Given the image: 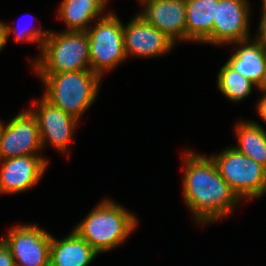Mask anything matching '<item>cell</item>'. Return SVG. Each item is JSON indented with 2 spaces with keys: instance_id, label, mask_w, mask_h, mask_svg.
<instances>
[{
  "instance_id": "cell-1",
  "label": "cell",
  "mask_w": 266,
  "mask_h": 266,
  "mask_svg": "<svg viewBox=\"0 0 266 266\" xmlns=\"http://www.w3.org/2000/svg\"><path fill=\"white\" fill-rule=\"evenodd\" d=\"M183 200L199 226L213 224L234 212L241 200L220 176L210 156L184 151Z\"/></svg>"
},
{
  "instance_id": "cell-2",
  "label": "cell",
  "mask_w": 266,
  "mask_h": 266,
  "mask_svg": "<svg viewBox=\"0 0 266 266\" xmlns=\"http://www.w3.org/2000/svg\"><path fill=\"white\" fill-rule=\"evenodd\" d=\"M138 220L122 204L104 198L73 230L100 255L126 242L137 229Z\"/></svg>"
},
{
  "instance_id": "cell-3",
  "label": "cell",
  "mask_w": 266,
  "mask_h": 266,
  "mask_svg": "<svg viewBox=\"0 0 266 266\" xmlns=\"http://www.w3.org/2000/svg\"><path fill=\"white\" fill-rule=\"evenodd\" d=\"M36 76L41 78L45 88L42 95L78 121L98 97L102 82L92 70Z\"/></svg>"
},
{
  "instance_id": "cell-4",
  "label": "cell",
  "mask_w": 266,
  "mask_h": 266,
  "mask_svg": "<svg viewBox=\"0 0 266 266\" xmlns=\"http://www.w3.org/2000/svg\"><path fill=\"white\" fill-rule=\"evenodd\" d=\"M35 74L91 70L87 31H49L39 56L30 60Z\"/></svg>"
},
{
  "instance_id": "cell-5",
  "label": "cell",
  "mask_w": 266,
  "mask_h": 266,
  "mask_svg": "<svg viewBox=\"0 0 266 266\" xmlns=\"http://www.w3.org/2000/svg\"><path fill=\"white\" fill-rule=\"evenodd\" d=\"M231 146L210 156L220 176L242 202L265 196L266 168Z\"/></svg>"
},
{
  "instance_id": "cell-6",
  "label": "cell",
  "mask_w": 266,
  "mask_h": 266,
  "mask_svg": "<svg viewBox=\"0 0 266 266\" xmlns=\"http://www.w3.org/2000/svg\"><path fill=\"white\" fill-rule=\"evenodd\" d=\"M87 29L91 70L104 78L122 62L127 60L124 48L123 23L113 12L96 20Z\"/></svg>"
},
{
  "instance_id": "cell-7",
  "label": "cell",
  "mask_w": 266,
  "mask_h": 266,
  "mask_svg": "<svg viewBox=\"0 0 266 266\" xmlns=\"http://www.w3.org/2000/svg\"><path fill=\"white\" fill-rule=\"evenodd\" d=\"M52 234L37 224L13 225L1 240L11 250L15 266H50Z\"/></svg>"
},
{
  "instance_id": "cell-8",
  "label": "cell",
  "mask_w": 266,
  "mask_h": 266,
  "mask_svg": "<svg viewBox=\"0 0 266 266\" xmlns=\"http://www.w3.org/2000/svg\"><path fill=\"white\" fill-rule=\"evenodd\" d=\"M39 99L32 100L28 109L37 120L42 148L48 143L69 157L70 144L79 121L53 105L44 96Z\"/></svg>"
},
{
  "instance_id": "cell-9",
  "label": "cell",
  "mask_w": 266,
  "mask_h": 266,
  "mask_svg": "<svg viewBox=\"0 0 266 266\" xmlns=\"http://www.w3.org/2000/svg\"><path fill=\"white\" fill-rule=\"evenodd\" d=\"M38 123L29 109L22 110L0 130V160L18 156L42 155Z\"/></svg>"
},
{
  "instance_id": "cell-10",
  "label": "cell",
  "mask_w": 266,
  "mask_h": 266,
  "mask_svg": "<svg viewBox=\"0 0 266 266\" xmlns=\"http://www.w3.org/2000/svg\"><path fill=\"white\" fill-rule=\"evenodd\" d=\"M250 10L249 0H220L212 33L202 44L226 46L250 39Z\"/></svg>"
},
{
  "instance_id": "cell-11",
  "label": "cell",
  "mask_w": 266,
  "mask_h": 266,
  "mask_svg": "<svg viewBox=\"0 0 266 266\" xmlns=\"http://www.w3.org/2000/svg\"><path fill=\"white\" fill-rule=\"evenodd\" d=\"M124 48L127 58H156L168 54L175 44L160 30L136 14L123 25Z\"/></svg>"
},
{
  "instance_id": "cell-12",
  "label": "cell",
  "mask_w": 266,
  "mask_h": 266,
  "mask_svg": "<svg viewBox=\"0 0 266 266\" xmlns=\"http://www.w3.org/2000/svg\"><path fill=\"white\" fill-rule=\"evenodd\" d=\"M43 155L0 160V195L24 192L42 179L49 160Z\"/></svg>"
},
{
  "instance_id": "cell-13",
  "label": "cell",
  "mask_w": 266,
  "mask_h": 266,
  "mask_svg": "<svg viewBox=\"0 0 266 266\" xmlns=\"http://www.w3.org/2000/svg\"><path fill=\"white\" fill-rule=\"evenodd\" d=\"M138 15L162 31L175 45L186 42V0H138ZM145 6V7H144ZM144 8V9H143Z\"/></svg>"
},
{
  "instance_id": "cell-14",
  "label": "cell",
  "mask_w": 266,
  "mask_h": 266,
  "mask_svg": "<svg viewBox=\"0 0 266 266\" xmlns=\"http://www.w3.org/2000/svg\"><path fill=\"white\" fill-rule=\"evenodd\" d=\"M98 255L74 230L59 240L52 235L50 266H89Z\"/></svg>"
},
{
  "instance_id": "cell-15",
  "label": "cell",
  "mask_w": 266,
  "mask_h": 266,
  "mask_svg": "<svg viewBox=\"0 0 266 266\" xmlns=\"http://www.w3.org/2000/svg\"><path fill=\"white\" fill-rule=\"evenodd\" d=\"M231 45L237 47L225 63L258 86L265 71L266 50L252 37Z\"/></svg>"
},
{
  "instance_id": "cell-16",
  "label": "cell",
  "mask_w": 266,
  "mask_h": 266,
  "mask_svg": "<svg viewBox=\"0 0 266 266\" xmlns=\"http://www.w3.org/2000/svg\"><path fill=\"white\" fill-rule=\"evenodd\" d=\"M108 1L62 0L57 10V19L65 23V31H87L91 22L103 18L108 13L104 12Z\"/></svg>"
},
{
  "instance_id": "cell-17",
  "label": "cell",
  "mask_w": 266,
  "mask_h": 266,
  "mask_svg": "<svg viewBox=\"0 0 266 266\" xmlns=\"http://www.w3.org/2000/svg\"><path fill=\"white\" fill-rule=\"evenodd\" d=\"M220 0H186V42L203 43L212 33Z\"/></svg>"
},
{
  "instance_id": "cell-18",
  "label": "cell",
  "mask_w": 266,
  "mask_h": 266,
  "mask_svg": "<svg viewBox=\"0 0 266 266\" xmlns=\"http://www.w3.org/2000/svg\"><path fill=\"white\" fill-rule=\"evenodd\" d=\"M234 133L238 151L266 168V131L254 120L236 121Z\"/></svg>"
},
{
  "instance_id": "cell-19",
  "label": "cell",
  "mask_w": 266,
  "mask_h": 266,
  "mask_svg": "<svg viewBox=\"0 0 266 266\" xmlns=\"http://www.w3.org/2000/svg\"><path fill=\"white\" fill-rule=\"evenodd\" d=\"M216 85L224 97L235 103H240L250 96L253 88L257 89L252 81L234 71L226 63L219 69Z\"/></svg>"
},
{
  "instance_id": "cell-20",
  "label": "cell",
  "mask_w": 266,
  "mask_h": 266,
  "mask_svg": "<svg viewBox=\"0 0 266 266\" xmlns=\"http://www.w3.org/2000/svg\"><path fill=\"white\" fill-rule=\"evenodd\" d=\"M19 27V26H18ZM15 27L14 25L11 26V24L7 23V40H9L10 36L15 34V42H26V43H37L38 48H40V51L43 47V43L47 35L49 34V29L48 30H42L39 28H34V27H29L28 28H18Z\"/></svg>"
},
{
  "instance_id": "cell-21",
  "label": "cell",
  "mask_w": 266,
  "mask_h": 266,
  "mask_svg": "<svg viewBox=\"0 0 266 266\" xmlns=\"http://www.w3.org/2000/svg\"><path fill=\"white\" fill-rule=\"evenodd\" d=\"M0 266H15L11 250L0 239Z\"/></svg>"
},
{
  "instance_id": "cell-22",
  "label": "cell",
  "mask_w": 266,
  "mask_h": 266,
  "mask_svg": "<svg viewBox=\"0 0 266 266\" xmlns=\"http://www.w3.org/2000/svg\"><path fill=\"white\" fill-rule=\"evenodd\" d=\"M253 36L256 42H260L263 48L266 50V19L260 17V23L258 24L257 32Z\"/></svg>"
},
{
  "instance_id": "cell-23",
  "label": "cell",
  "mask_w": 266,
  "mask_h": 266,
  "mask_svg": "<svg viewBox=\"0 0 266 266\" xmlns=\"http://www.w3.org/2000/svg\"><path fill=\"white\" fill-rule=\"evenodd\" d=\"M262 95L257 101L256 112L260 117L261 121L266 124V93H261Z\"/></svg>"
},
{
  "instance_id": "cell-24",
  "label": "cell",
  "mask_w": 266,
  "mask_h": 266,
  "mask_svg": "<svg viewBox=\"0 0 266 266\" xmlns=\"http://www.w3.org/2000/svg\"><path fill=\"white\" fill-rule=\"evenodd\" d=\"M7 22H3L0 20V51L5 47L7 44Z\"/></svg>"
},
{
  "instance_id": "cell-25",
  "label": "cell",
  "mask_w": 266,
  "mask_h": 266,
  "mask_svg": "<svg viewBox=\"0 0 266 266\" xmlns=\"http://www.w3.org/2000/svg\"><path fill=\"white\" fill-rule=\"evenodd\" d=\"M257 90L259 92L266 93V66H265L263 78H262L260 84L257 86Z\"/></svg>"
},
{
  "instance_id": "cell-26",
  "label": "cell",
  "mask_w": 266,
  "mask_h": 266,
  "mask_svg": "<svg viewBox=\"0 0 266 266\" xmlns=\"http://www.w3.org/2000/svg\"><path fill=\"white\" fill-rule=\"evenodd\" d=\"M261 13H260V17L265 18L266 19V0H261Z\"/></svg>"
},
{
  "instance_id": "cell-27",
  "label": "cell",
  "mask_w": 266,
  "mask_h": 266,
  "mask_svg": "<svg viewBox=\"0 0 266 266\" xmlns=\"http://www.w3.org/2000/svg\"><path fill=\"white\" fill-rule=\"evenodd\" d=\"M3 123H4V121H2V120L0 119V130H1V127H2Z\"/></svg>"
}]
</instances>
